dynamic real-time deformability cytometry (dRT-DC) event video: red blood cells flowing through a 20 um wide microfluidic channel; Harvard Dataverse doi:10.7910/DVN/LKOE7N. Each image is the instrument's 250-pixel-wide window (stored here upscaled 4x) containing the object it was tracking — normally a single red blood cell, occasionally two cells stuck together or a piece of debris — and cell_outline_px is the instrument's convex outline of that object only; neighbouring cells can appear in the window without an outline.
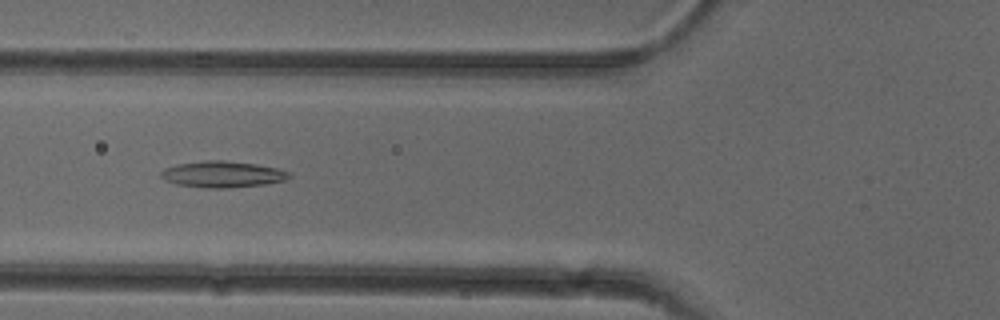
{"species": "common noctule bat (a hibernating species)", "species_latin": "Nyctalus noctula", "temperature_condition": "cold", "stored_images_in_passage": 51, "camera_frame_rate_fps": 3000, "um_per_image_px": 0.085, "animal": {"sex": "female"}, "frame": {"image": 1, "passage_image": 19, "time_ms": 6.0, "image_size_px": [1000, 320], "cell_outline_px": [[292, 176], [284, 180], [264, 184], [228, 188], [208, 188], [176, 184], [164, 180], [160, 176], [160, 172], [164, 168], [176, 164], [204, 160], [224, 160], [256, 164], [276, 168], [288, 172]], "centroid_in_image_um": [18.86, 14.81], "position_along_channel_um": 106.9, "area_um2": 19.65}}
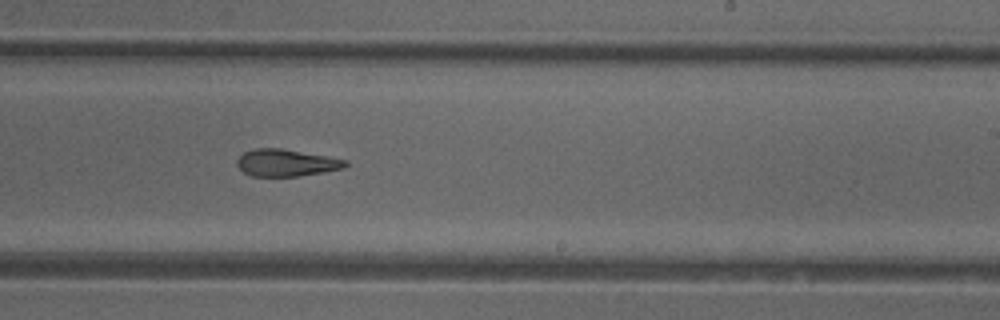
{"frame": {"image": 2, "passage_image": 31, "time_ms": 10.0, "image_size_px": [1000, 320], "cell_outline_px": [[348, 164], [344, 168], [324, 172], [296, 176], [252, 176], [244, 172], [236, 164], [236, 160], [244, 152], [256, 148], [280, 148], [328, 156], [348, 160]], "centroid_in_image_um": [24.34, 13.83], "position_along_channel_um": 264.7, "area_um2": 17.05}}
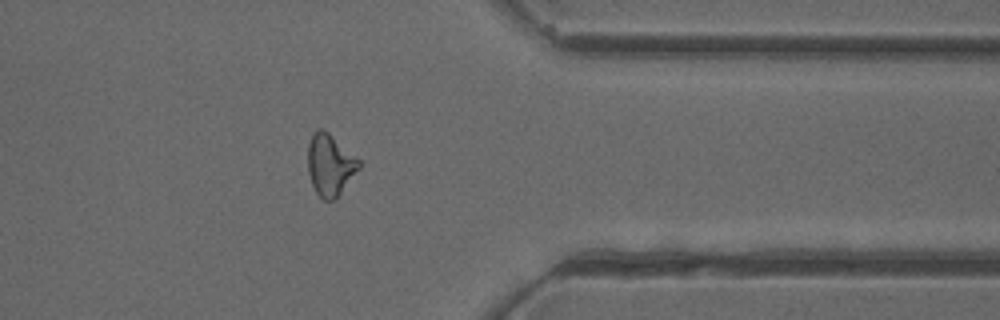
{"frame": {"image": 3, "passage_image": 41, "time_ms": 13.333, "image_size_px": [1000, 320], "cell_outline_px": [[360, 168], [340, 192], [332, 200], [324, 200], [316, 192], [312, 184], [308, 172], [308, 144], [312, 132], [316, 128], [324, 128], [360, 160]], "centroid_in_image_um": [28.03, 13.95], "position_along_channel_um": 383.4, "area_um2": 18.21}, "authors_computed_cell_mechanics": {"area_um2": 18.4382, "velocity_mm_per_s": 3.9299, "shape_relaxation_time_tau1_ms": null, "shape_relaxation_time_tau2_ms": 4.9833, "deformation_change_tau1": null, "deformation_change_tau2": 0.1543}}